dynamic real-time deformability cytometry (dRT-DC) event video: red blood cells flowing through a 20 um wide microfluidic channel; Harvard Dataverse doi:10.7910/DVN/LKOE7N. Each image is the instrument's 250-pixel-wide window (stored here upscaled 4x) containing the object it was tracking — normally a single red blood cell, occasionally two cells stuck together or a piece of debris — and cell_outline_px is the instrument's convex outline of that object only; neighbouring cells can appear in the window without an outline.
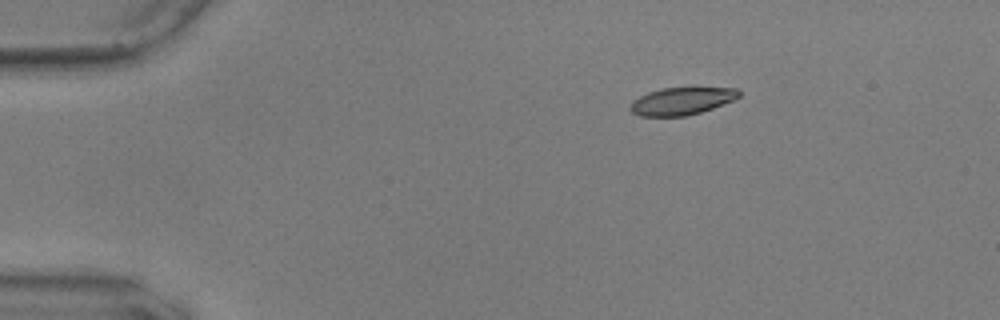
{"species": "common noctule bat (a hibernating species)", "species_latin": "Nyctalus noctula", "temperature_condition": "warm", "stored_images_in_passage": 48, "camera_frame_rate_fps": 3000, "um_per_image_px": 0.085, "animal": {"sex": "male", "body_mass_g": 17.9, "forearm_length_mm": 54.2}, "frame": {"image": 1, "passage_image": 1, "time_ms": 0.0, "image_size_px": [1000, 320], "cell_outline_px": [[740, 96], [732, 100], [712, 108], [700, 112], [684, 116], [640, 116], [632, 112], [628, 108], [632, 100], [648, 92], [660, 88], [736, 88], [740, 92]], "centroid_in_image_um": [57.88, 8.59], "position_along_channel_um": 27.1, "area_um2": 17.22}}
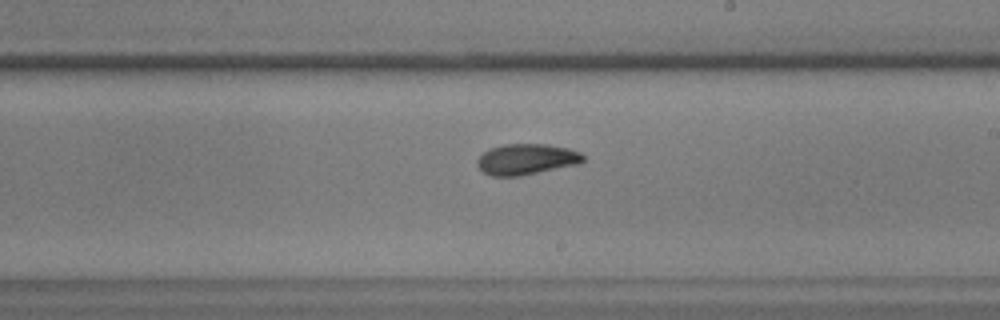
{"frame": {"image": 2, "passage_image": 25, "time_ms": 8.0, "image_size_px": [1000, 320], "cell_outline_px": [[584, 160], [580, 164], [520, 176], [492, 176], [484, 172], [476, 164], [476, 160], [488, 148], [504, 144], [548, 144], [568, 148], [580, 152], [584, 156]], "centroid_in_image_um": [44.75, 13.53], "position_along_channel_um": 244.2, "area_um2": 19.19}}
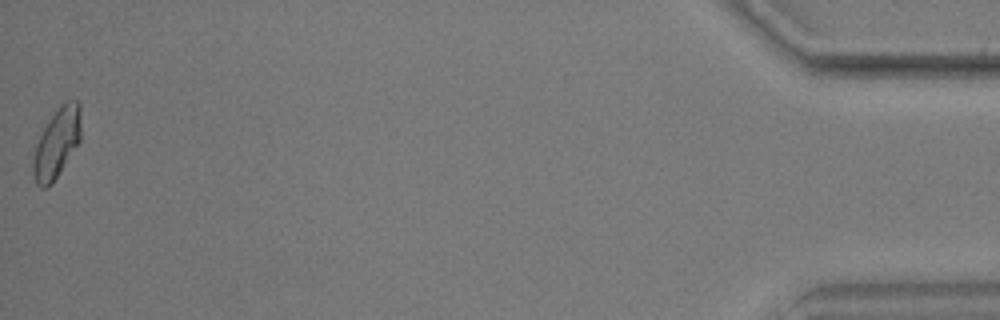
{"frame": {"image": 3, "passage_image": 48, "time_ms": 15.667, "image_size_px": [1000, 320], "cell_outline_px": [[80, 140], [60, 172], [52, 184], [48, 188], [40, 188], [36, 184], [32, 176], [32, 160], [36, 144], [44, 128], [60, 104], [68, 100], [80, 100]], "centroid_in_image_um": [4.81, 12.19], "position_along_channel_um": 430.4, "area_um2": 19.42}, "authors_computed_cell_mechanics": {"area_um2": 18.7561, "velocity_mm_per_s": 3.5923, "shape_relaxation_time_tau1_ms": 4.6665, "shape_relaxation_time_tau2_ms": 2.8111, "deformation_change_tau1": 0.1458, "deformation_change_tau2": 0.0809}}